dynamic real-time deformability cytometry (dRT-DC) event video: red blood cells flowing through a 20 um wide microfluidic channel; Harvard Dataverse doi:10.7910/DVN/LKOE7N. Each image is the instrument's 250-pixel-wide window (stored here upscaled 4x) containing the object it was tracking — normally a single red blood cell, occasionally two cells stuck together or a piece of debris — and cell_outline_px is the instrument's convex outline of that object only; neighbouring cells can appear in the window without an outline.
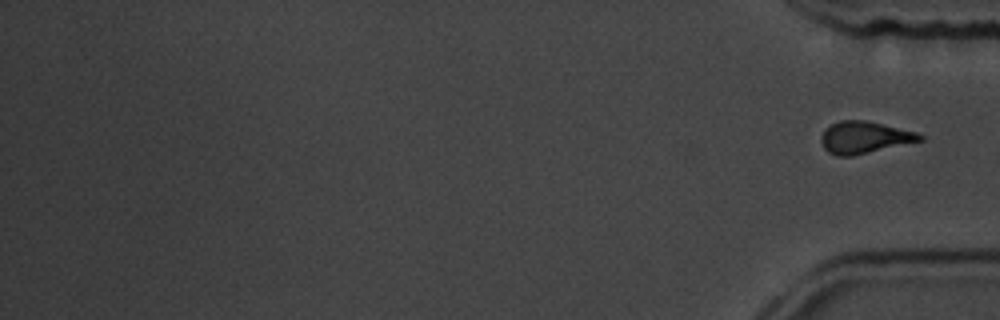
{"species": "common noctule bat (a hibernating species)", "species_latin": "Nyctalus noctula", "temperature_condition": "room temperature", "stored_images_in_passage": 18, "segment_of_instrument_passage": [2, 2], "camera_frame_rate_fps": 3000, "um_per_image_px": 0.085, "animal": {"sex": "male", "body_mass_g": 19.5, "forearm_length_mm": 54.6}, "frame": {"image": 1, "passage_image": 18, "time_ms": 19.333, "image_size_px": [1000, 320], "cell_outline_px": [[924, 140], [852, 156], [836, 156], [828, 152], [824, 148], [820, 140], [820, 136], [824, 128], [840, 120], [864, 120], [916, 132], [924, 136]], "centroid_in_image_um": [73.43, 11.69], "position_along_channel_um": 361.8, "area_um2": 18.38}}